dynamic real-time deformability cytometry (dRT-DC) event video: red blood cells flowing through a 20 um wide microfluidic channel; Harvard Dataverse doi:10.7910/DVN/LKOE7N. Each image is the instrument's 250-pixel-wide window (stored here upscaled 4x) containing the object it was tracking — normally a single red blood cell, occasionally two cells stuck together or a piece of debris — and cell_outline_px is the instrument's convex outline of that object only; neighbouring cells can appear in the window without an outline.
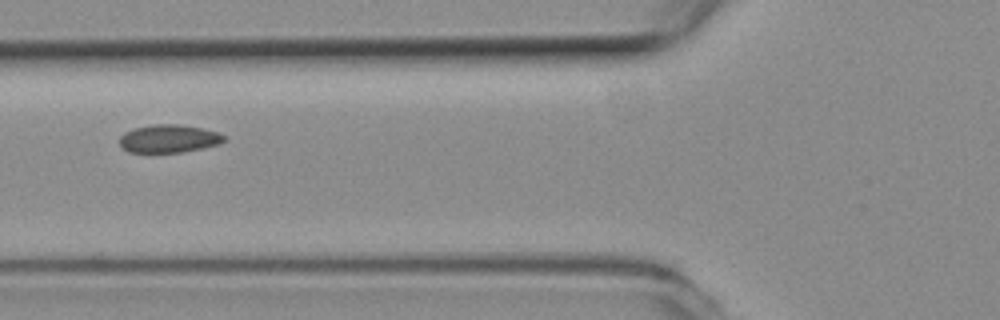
{"species": "common noctule bat (a hibernating species)", "species_latin": "Nyctalus noctula", "temperature_condition": "room temperature", "stored_images_in_passage": 5, "camera_frame_rate_fps": 3000, "um_per_image_px": 0.085, "animal": {"sex": "female", "body_mass_g": 19.3, "forearm_length_mm": 54.1}, "frame": {"image": 1, "passage_image": 3, "time_ms": 0.667, "image_size_px": [1000, 320], "cell_outline_px": [[224, 140], [220, 144], [180, 152], [128, 152], [120, 144], [120, 136], [124, 132], [136, 128], [156, 124], [180, 124], [200, 128], [216, 132], [224, 136]], "centroid_in_image_um": [14.33, 11.78], "position_along_channel_um": 111.5, "area_um2": 16.7}}
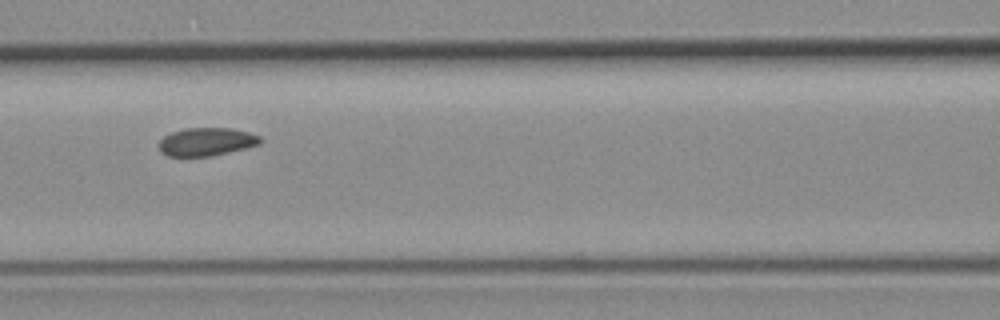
{"frame": {"image": 2, "passage_image": 4, "time_ms": 1.0, "image_size_px": [1000, 320], "cell_outline_px": [[264, 140], [260, 144], [244, 148], [208, 156], [168, 156], [160, 152], [160, 140], [164, 136], [172, 132], [184, 128], [232, 128], [248, 132], [260, 136]], "centroid_in_image_um": [17.56, 12.04], "position_along_channel_um": 149.0, "area_um2": 16.47}}
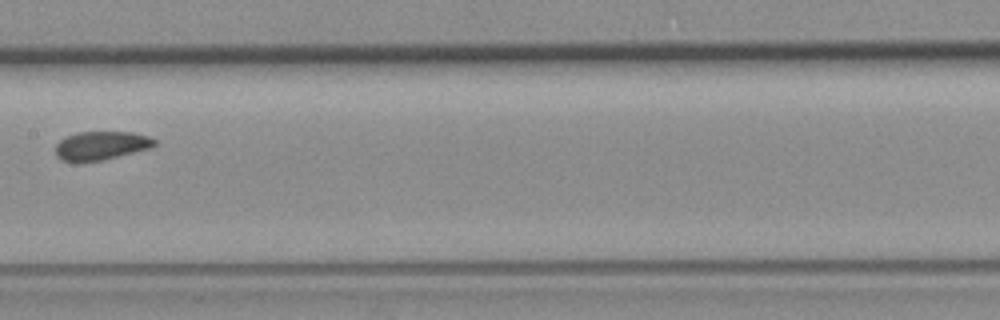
{"frame": {"image": 3, "passage_image": 5, "time_ms": 1.333, "image_size_px": [1000, 320], "cell_outline_px": [[156, 144], [152, 148], [104, 160], [80, 164], [60, 160], [56, 156], [56, 144], [60, 140], [68, 136], [80, 132], [132, 132], [148, 136], [156, 140]], "centroid_in_image_um": [8.58, 12.41], "position_along_channel_um": 198.8, "area_um2": 16.94}}